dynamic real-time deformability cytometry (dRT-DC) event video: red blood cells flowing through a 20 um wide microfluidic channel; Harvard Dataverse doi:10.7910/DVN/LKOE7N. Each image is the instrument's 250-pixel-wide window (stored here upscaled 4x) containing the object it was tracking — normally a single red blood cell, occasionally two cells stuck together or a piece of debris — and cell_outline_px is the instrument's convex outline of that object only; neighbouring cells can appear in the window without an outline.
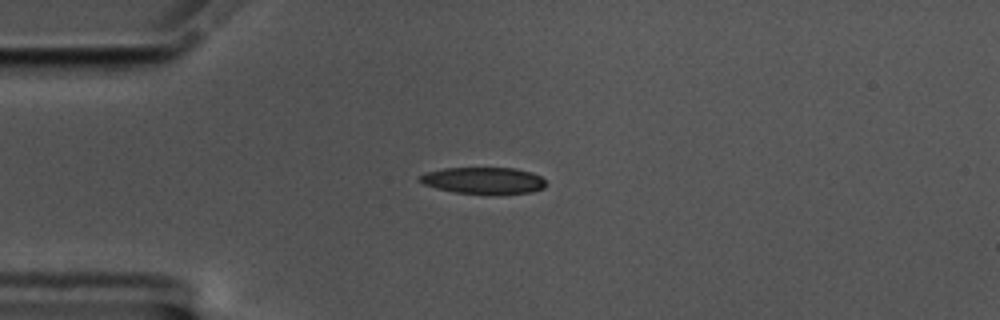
{"species": "common noctule bat (a hibernating species)", "species_latin": "Nyctalus noctula", "temperature_condition": "cold", "stored_images_in_passage": 44, "camera_frame_rate_fps": 3000, "um_per_image_px": 0.085, "animal": {"sex": "male", "body_mass_g": 17.5, "forearm_length_mm": 52.3}, "frame": {"image": 1, "passage_image": 1, "time_ms": 0.0, "image_size_px": [1000, 320], "cell_outline_px": [[544, 188], [532, 192], [456, 192], [436, 188], [424, 184], [416, 176], [424, 172], [444, 168], [516, 168], [532, 172], [540, 176], [544, 180]], "centroid_in_image_um": [41.05, 15.3], "position_along_channel_um": 44.0, "area_um2": 19.02}}
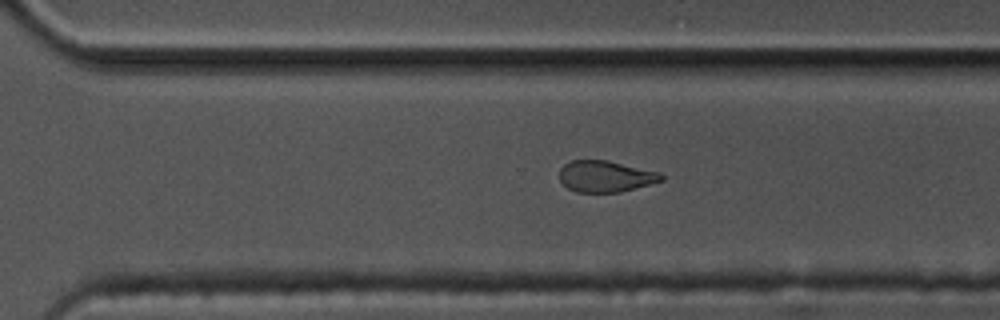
{"frame": {"image": 2, "passage_image": 26, "time_ms": 8.333, "image_size_px": [1000, 320], "cell_outline_px": [[664, 180], [620, 192], [576, 192], [568, 188], [560, 180], [560, 168], [564, 164], [572, 160], [608, 160], [660, 172], [664, 176]], "centroid_in_image_um": [51.47, 14.98], "position_along_channel_um": 319.1, "area_um2": 18.61}}
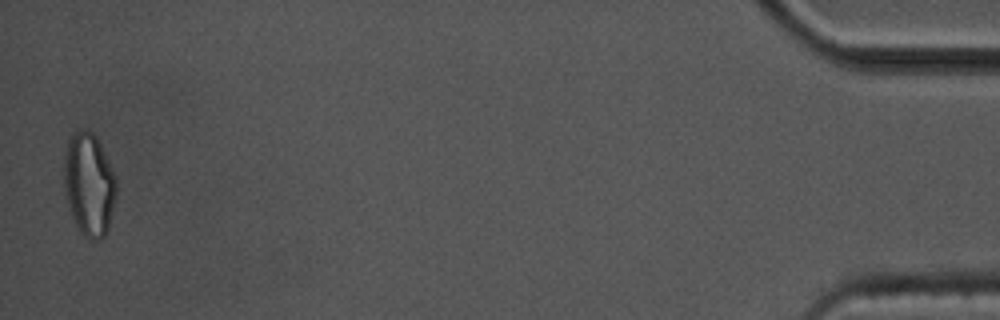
{"frame": {"image": 3, "passage_image": 43, "time_ms": 14.0, "image_size_px": [1000, 320], "cell_outline_px": [[116, 192], [108, 228], [104, 236], [100, 240], [92, 240], [84, 236], [80, 232], [76, 224], [68, 200], [64, 184], [64, 156], [68, 140], [76, 132], [84, 128], [92, 132], [96, 136], [116, 176]], "centroid_in_image_um": [7.58, 15.66], "position_along_channel_um": 427.6, "area_um2": 30.92}, "authors_computed_cell_mechanics": {"area_um2": 20.7213, "velocity_mm_per_s": 3.5314, "shape_relaxation_time_tau1_ms": null, "shape_relaxation_time_tau2_ms": 6.4994, "deformation_change_tau1": null, "deformation_change_tau2": 0.1438}}